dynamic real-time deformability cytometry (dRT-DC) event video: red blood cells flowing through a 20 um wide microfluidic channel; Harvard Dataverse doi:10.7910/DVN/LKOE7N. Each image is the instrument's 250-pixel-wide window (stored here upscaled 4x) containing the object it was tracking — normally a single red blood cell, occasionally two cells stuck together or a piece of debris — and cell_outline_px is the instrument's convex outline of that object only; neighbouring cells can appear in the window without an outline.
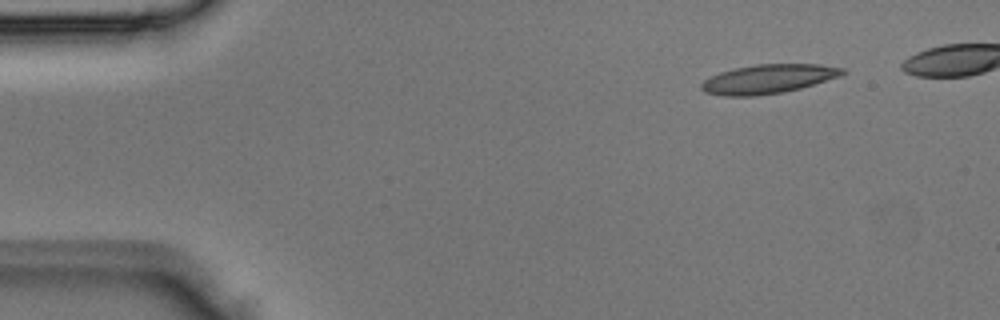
{"species": "Egyptian fruit bat (a non-hibernating species)", "species_latin": "Rousettus aegyptiacus", "temperature_condition": "room temperature", "stored_images_in_passage": 3, "camera_frame_rate_fps": 3000, "um_per_image_px": 0.085, "animal": {"sex": "male"}, "frame": {"image": 1, "passage_image": 1, "time_ms": 0.0, "image_size_px": [1000, 320], "cell_outline_px": [[848, 72], [840, 76], [800, 88], [784, 92], [756, 96], [724, 96], [704, 92], [700, 88], [700, 84], [704, 80], [720, 72], [736, 68], [756, 64], [820, 64], [844, 68]], "centroid_in_image_um": [65.3, 6.71], "position_along_channel_um": 19.7, "area_um2": 23.93}}